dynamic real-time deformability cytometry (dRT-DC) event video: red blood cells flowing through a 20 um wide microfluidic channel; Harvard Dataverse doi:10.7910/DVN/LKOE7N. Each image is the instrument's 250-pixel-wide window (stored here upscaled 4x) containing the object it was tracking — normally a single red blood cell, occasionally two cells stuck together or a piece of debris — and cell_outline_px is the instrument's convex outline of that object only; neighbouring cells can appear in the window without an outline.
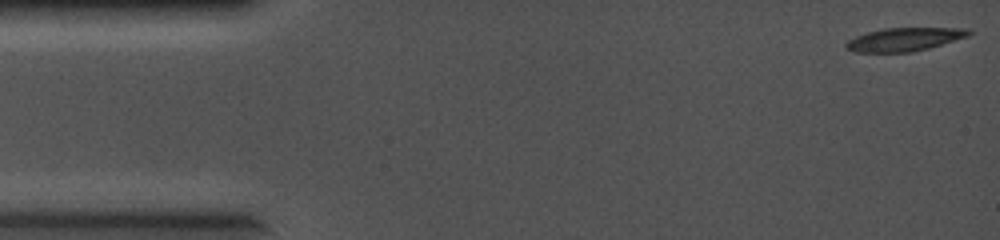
{"species": "common noctule bat (a hibernating species)", "species_latin": "Nyctalus noctula", "temperature_condition": "cold", "stored_images_in_passage": 61, "camera_frame_rate_fps": 5000, "um_per_image_px": 0.085, "animal": {"sex": "female", "body_mass_g": 19.0, "forearm_length_mm": 56.7}, "frame": {"image": 1, "passage_image": 1, "time_ms": 0.0, "image_size_px": [1000, 240], "cell_outline_px": [[972, 32], [968, 36], [928, 48], [912, 52], [856, 52], [844, 48], [844, 44], [848, 40], [856, 36], [868, 32], [884, 28], [968, 28]], "centroid_in_image_um": [76.84, 3.35], "position_along_channel_um": 8.2, "area_um2": 16.59}}
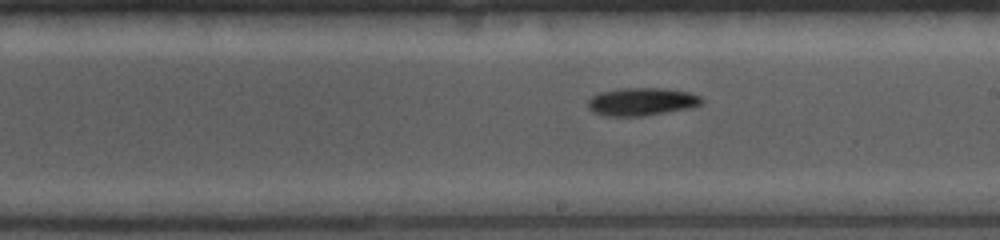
{"frame": {"image": 2, "passage_image": 36, "time_ms": 7.0, "image_size_px": [1000, 240], "cell_outline_px": [[704, 104], [692, 108], [644, 116], [604, 116], [592, 112], [588, 108], [588, 100], [592, 96], [600, 92], [624, 88], [664, 88], [688, 92], [700, 96], [704, 100]], "centroid_in_image_um": [54.57, 8.65], "position_along_channel_um": 234.4, "area_um2": 18.73}}
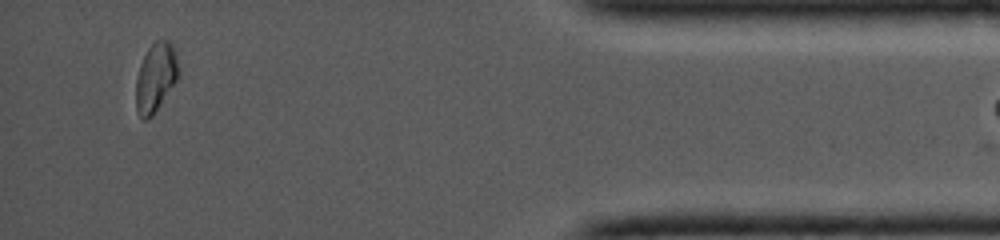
{"frame": {"image": 3, "passage_image": 60, "time_ms": 11.8, "image_size_px": [1000, 240], "cell_outline_px": [[180, 76], [152, 116], [148, 120], [144, 120], [136, 112], [136, 80], [140, 64], [148, 48], [156, 40], [168, 40], [172, 44], [176, 52], [180, 72]], "centroid_in_image_um": [13.25, 6.58], "position_along_channel_um": 421.9, "area_um2": 17.28}}